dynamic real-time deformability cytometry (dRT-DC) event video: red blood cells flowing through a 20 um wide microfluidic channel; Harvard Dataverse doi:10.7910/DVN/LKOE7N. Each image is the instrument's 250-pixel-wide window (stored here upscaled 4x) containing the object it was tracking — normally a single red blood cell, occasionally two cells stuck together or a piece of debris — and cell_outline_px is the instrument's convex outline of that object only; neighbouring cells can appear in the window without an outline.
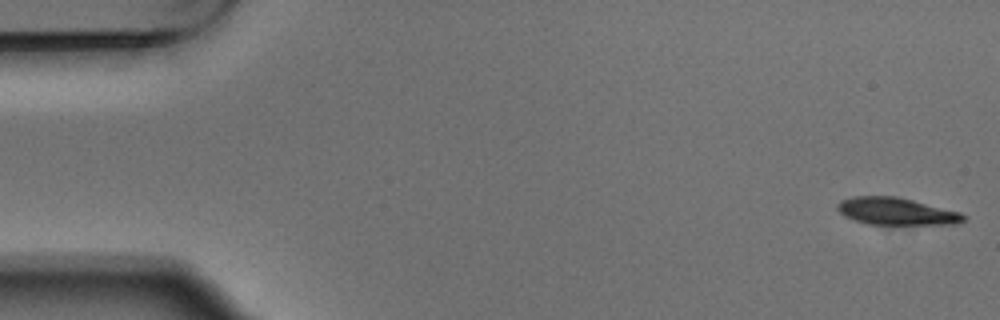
{"species": "Egyptian fruit bat (a non-hibernating species)", "species_latin": "Rousettus aegyptiacus", "temperature_condition": "warm", "stored_images_in_passage": 5, "camera_frame_rate_fps": 3000, "um_per_image_px": 0.085, "animal": {"sex": "male"}, "frame": {"image": 1, "passage_image": 1, "time_ms": 0.0, "image_size_px": [1000, 320], "cell_outline_px": [[968, 216], [964, 220], [956, 224], [868, 224], [844, 216], [836, 208], [836, 204], [840, 200], [852, 196], [896, 196], [960, 212]], "centroid_in_image_um": [76.16, 17.96], "position_along_channel_um": 8.8, "area_um2": 19.94}}
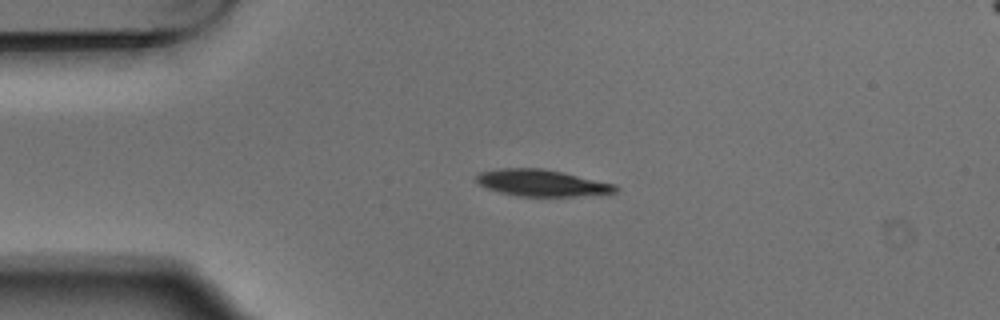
{"frame": {"image": 2, "passage_image": 4, "time_ms": 1.0, "image_size_px": [1000, 320], "cell_outline_px": [[620, 188], [616, 192], [572, 196], [520, 196], [500, 192], [488, 188], [480, 184], [476, 180], [476, 176], [480, 172], [500, 168], [540, 168], [564, 172], [616, 184]], "centroid_in_image_um": [46.08, 15.54], "position_along_channel_um": 38.9, "area_um2": 21.44}}